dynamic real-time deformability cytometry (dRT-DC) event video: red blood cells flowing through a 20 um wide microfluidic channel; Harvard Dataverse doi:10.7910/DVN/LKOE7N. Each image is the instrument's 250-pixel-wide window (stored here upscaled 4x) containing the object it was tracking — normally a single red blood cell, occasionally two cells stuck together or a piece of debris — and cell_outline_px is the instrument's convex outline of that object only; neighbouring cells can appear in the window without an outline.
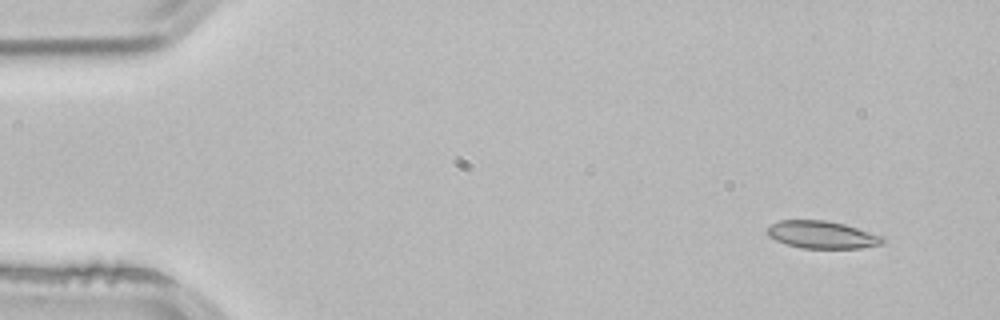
{"species": "common noctule bat (a hibernating species)", "species_latin": "Nyctalus noctula", "temperature_condition": "room temperature", "stored_images_in_passage": 3, "camera_frame_rate_fps": 3000, "um_per_image_px": 0.085, "animal": {"sex": "male", "body_mass_g": 21.5, "forearm_length_mm": 52.0}, "frame": {"image": 1, "passage_image": 1, "time_ms": 0.0, "image_size_px": [1000, 320], "cell_outline_px": [[884, 240], [880, 244], [860, 248], [800, 248], [776, 240], [768, 236], [764, 232], [764, 228], [768, 224], [780, 220], [824, 220], [844, 224], [884, 236]], "centroid_in_image_um": [69.79, 19.94], "position_along_channel_um": 15.2, "area_um2": 18.61}}
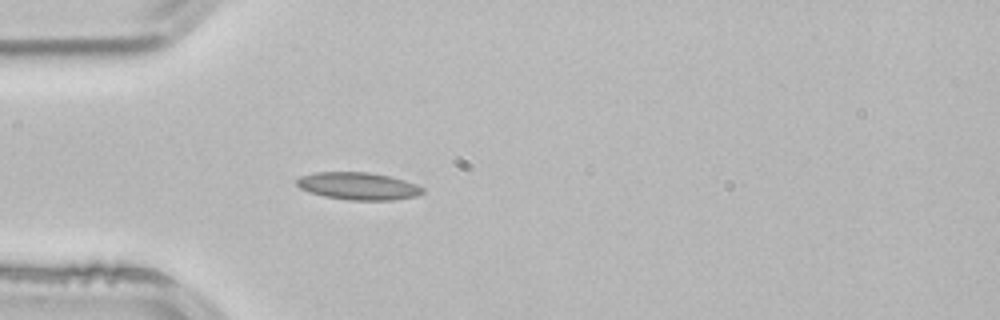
{"frame": {"image": 2, "passage_image": 3, "time_ms": 0.667, "image_size_px": [1000, 320], "cell_outline_px": [[424, 192], [416, 196], [392, 200], [348, 200], [324, 196], [308, 192], [300, 188], [296, 184], [296, 180], [300, 176], [316, 172], [368, 172], [392, 176], [416, 184], [424, 188]], "centroid_in_image_um": [30.45, 15.81], "position_along_channel_um": 54.6, "area_um2": 20.23}}